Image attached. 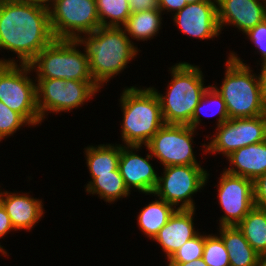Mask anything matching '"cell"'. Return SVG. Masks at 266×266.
Here are the masks:
<instances>
[{
    "label": "cell",
    "instance_id": "obj_1",
    "mask_svg": "<svg viewBox=\"0 0 266 266\" xmlns=\"http://www.w3.org/2000/svg\"><path fill=\"white\" fill-rule=\"evenodd\" d=\"M54 36L47 6L26 0L0 1V49H7L29 65Z\"/></svg>",
    "mask_w": 266,
    "mask_h": 266
},
{
    "label": "cell",
    "instance_id": "obj_2",
    "mask_svg": "<svg viewBox=\"0 0 266 266\" xmlns=\"http://www.w3.org/2000/svg\"><path fill=\"white\" fill-rule=\"evenodd\" d=\"M84 37L80 41L88 53L90 73L100 88L138 54V48L122 27L101 26Z\"/></svg>",
    "mask_w": 266,
    "mask_h": 266
},
{
    "label": "cell",
    "instance_id": "obj_3",
    "mask_svg": "<svg viewBox=\"0 0 266 266\" xmlns=\"http://www.w3.org/2000/svg\"><path fill=\"white\" fill-rule=\"evenodd\" d=\"M120 101L123 109L122 141L126 146H146L165 124L156 92L151 87L138 89L131 86L123 90Z\"/></svg>",
    "mask_w": 266,
    "mask_h": 266
},
{
    "label": "cell",
    "instance_id": "obj_4",
    "mask_svg": "<svg viewBox=\"0 0 266 266\" xmlns=\"http://www.w3.org/2000/svg\"><path fill=\"white\" fill-rule=\"evenodd\" d=\"M171 81L166 96L157 94L162 117L165 124L188 125L195 107L200 102L209 86H204V77L198 66L187 62L177 63L171 67Z\"/></svg>",
    "mask_w": 266,
    "mask_h": 266
},
{
    "label": "cell",
    "instance_id": "obj_5",
    "mask_svg": "<svg viewBox=\"0 0 266 266\" xmlns=\"http://www.w3.org/2000/svg\"><path fill=\"white\" fill-rule=\"evenodd\" d=\"M226 61L225 78L221 88L213 86L226 103L229 119L252 118L266 114L261 100L259 77L236 53Z\"/></svg>",
    "mask_w": 266,
    "mask_h": 266
},
{
    "label": "cell",
    "instance_id": "obj_6",
    "mask_svg": "<svg viewBox=\"0 0 266 266\" xmlns=\"http://www.w3.org/2000/svg\"><path fill=\"white\" fill-rule=\"evenodd\" d=\"M79 45H82L80 40L54 39L29 65L32 70L36 68L38 79L94 81L87 50L84 48L82 53L76 49Z\"/></svg>",
    "mask_w": 266,
    "mask_h": 266
},
{
    "label": "cell",
    "instance_id": "obj_7",
    "mask_svg": "<svg viewBox=\"0 0 266 266\" xmlns=\"http://www.w3.org/2000/svg\"><path fill=\"white\" fill-rule=\"evenodd\" d=\"M19 65L13 58L0 60V100L34 126L42 122L36 103V83L27 75L32 70L30 65Z\"/></svg>",
    "mask_w": 266,
    "mask_h": 266
},
{
    "label": "cell",
    "instance_id": "obj_8",
    "mask_svg": "<svg viewBox=\"0 0 266 266\" xmlns=\"http://www.w3.org/2000/svg\"><path fill=\"white\" fill-rule=\"evenodd\" d=\"M36 80V103L41 121L49 110L58 113L79 108L100 90L94 81L60 78Z\"/></svg>",
    "mask_w": 266,
    "mask_h": 266
},
{
    "label": "cell",
    "instance_id": "obj_9",
    "mask_svg": "<svg viewBox=\"0 0 266 266\" xmlns=\"http://www.w3.org/2000/svg\"><path fill=\"white\" fill-rule=\"evenodd\" d=\"M48 9L55 39L80 40L82 33L90 34L101 27L96 0H54Z\"/></svg>",
    "mask_w": 266,
    "mask_h": 266
},
{
    "label": "cell",
    "instance_id": "obj_10",
    "mask_svg": "<svg viewBox=\"0 0 266 266\" xmlns=\"http://www.w3.org/2000/svg\"><path fill=\"white\" fill-rule=\"evenodd\" d=\"M153 194L177 209H195L192 195L205 186L208 173L200 165L164 167Z\"/></svg>",
    "mask_w": 266,
    "mask_h": 266
},
{
    "label": "cell",
    "instance_id": "obj_11",
    "mask_svg": "<svg viewBox=\"0 0 266 266\" xmlns=\"http://www.w3.org/2000/svg\"><path fill=\"white\" fill-rule=\"evenodd\" d=\"M194 131L189 125L164 124L145 147L164 167L199 165L192 149Z\"/></svg>",
    "mask_w": 266,
    "mask_h": 266
},
{
    "label": "cell",
    "instance_id": "obj_12",
    "mask_svg": "<svg viewBox=\"0 0 266 266\" xmlns=\"http://www.w3.org/2000/svg\"><path fill=\"white\" fill-rule=\"evenodd\" d=\"M217 132L209 145H203L206 147L204 151L222 153L227 157L237 149L266 140V114L252 118L228 119L217 126Z\"/></svg>",
    "mask_w": 266,
    "mask_h": 266
},
{
    "label": "cell",
    "instance_id": "obj_13",
    "mask_svg": "<svg viewBox=\"0 0 266 266\" xmlns=\"http://www.w3.org/2000/svg\"><path fill=\"white\" fill-rule=\"evenodd\" d=\"M218 186L219 205L225 213L220 226H237L255 206L253 181L223 170Z\"/></svg>",
    "mask_w": 266,
    "mask_h": 266
},
{
    "label": "cell",
    "instance_id": "obj_14",
    "mask_svg": "<svg viewBox=\"0 0 266 266\" xmlns=\"http://www.w3.org/2000/svg\"><path fill=\"white\" fill-rule=\"evenodd\" d=\"M180 31L190 37L212 39L221 32L217 21V1L189 3L174 13Z\"/></svg>",
    "mask_w": 266,
    "mask_h": 266
},
{
    "label": "cell",
    "instance_id": "obj_15",
    "mask_svg": "<svg viewBox=\"0 0 266 266\" xmlns=\"http://www.w3.org/2000/svg\"><path fill=\"white\" fill-rule=\"evenodd\" d=\"M141 146L120 145L119 171L124 179V183L128 190L136 188L139 192L145 194H153L157 183L158 175L149 163V159L153 156L147 154L146 158L137 155L133 151H138Z\"/></svg>",
    "mask_w": 266,
    "mask_h": 266
},
{
    "label": "cell",
    "instance_id": "obj_16",
    "mask_svg": "<svg viewBox=\"0 0 266 266\" xmlns=\"http://www.w3.org/2000/svg\"><path fill=\"white\" fill-rule=\"evenodd\" d=\"M216 1L220 31L224 25L232 24L245 34L266 19V5L257 0Z\"/></svg>",
    "mask_w": 266,
    "mask_h": 266
},
{
    "label": "cell",
    "instance_id": "obj_17",
    "mask_svg": "<svg viewBox=\"0 0 266 266\" xmlns=\"http://www.w3.org/2000/svg\"><path fill=\"white\" fill-rule=\"evenodd\" d=\"M194 212L195 209H177L153 239L166 252L167 260L199 233L193 227Z\"/></svg>",
    "mask_w": 266,
    "mask_h": 266
},
{
    "label": "cell",
    "instance_id": "obj_18",
    "mask_svg": "<svg viewBox=\"0 0 266 266\" xmlns=\"http://www.w3.org/2000/svg\"><path fill=\"white\" fill-rule=\"evenodd\" d=\"M0 203L10 217L14 231L31 230L43 215L42 200L29 197L28 194L0 192Z\"/></svg>",
    "mask_w": 266,
    "mask_h": 266
},
{
    "label": "cell",
    "instance_id": "obj_19",
    "mask_svg": "<svg viewBox=\"0 0 266 266\" xmlns=\"http://www.w3.org/2000/svg\"><path fill=\"white\" fill-rule=\"evenodd\" d=\"M226 158L232 164L225 169L227 173L254 181L266 173V140L237 149Z\"/></svg>",
    "mask_w": 266,
    "mask_h": 266
},
{
    "label": "cell",
    "instance_id": "obj_20",
    "mask_svg": "<svg viewBox=\"0 0 266 266\" xmlns=\"http://www.w3.org/2000/svg\"><path fill=\"white\" fill-rule=\"evenodd\" d=\"M220 237L228 251L230 266H257L259 254L237 226H220Z\"/></svg>",
    "mask_w": 266,
    "mask_h": 266
},
{
    "label": "cell",
    "instance_id": "obj_21",
    "mask_svg": "<svg viewBox=\"0 0 266 266\" xmlns=\"http://www.w3.org/2000/svg\"><path fill=\"white\" fill-rule=\"evenodd\" d=\"M86 149L87 167L92 180L99 175L112 174L119 167L120 145L101 144Z\"/></svg>",
    "mask_w": 266,
    "mask_h": 266
},
{
    "label": "cell",
    "instance_id": "obj_22",
    "mask_svg": "<svg viewBox=\"0 0 266 266\" xmlns=\"http://www.w3.org/2000/svg\"><path fill=\"white\" fill-rule=\"evenodd\" d=\"M237 228L259 255L266 254V208L254 206Z\"/></svg>",
    "mask_w": 266,
    "mask_h": 266
},
{
    "label": "cell",
    "instance_id": "obj_23",
    "mask_svg": "<svg viewBox=\"0 0 266 266\" xmlns=\"http://www.w3.org/2000/svg\"><path fill=\"white\" fill-rule=\"evenodd\" d=\"M176 210L174 206L163 199H156L139 212L140 214L137 216L139 228L146 236L154 239Z\"/></svg>",
    "mask_w": 266,
    "mask_h": 266
},
{
    "label": "cell",
    "instance_id": "obj_24",
    "mask_svg": "<svg viewBox=\"0 0 266 266\" xmlns=\"http://www.w3.org/2000/svg\"><path fill=\"white\" fill-rule=\"evenodd\" d=\"M162 12L159 9L132 13L122 26L125 33L137 40L147 41L159 33Z\"/></svg>",
    "mask_w": 266,
    "mask_h": 266
},
{
    "label": "cell",
    "instance_id": "obj_25",
    "mask_svg": "<svg viewBox=\"0 0 266 266\" xmlns=\"http://www.w3.org/2000/svg\"><path fill=\"white\" fill-rule=\"evenodd\" d=\"M86 191L92 194H99L98 196L101 199L109 203L130 195L119 168L112 171V174L99 175L89 181Z\"/></svg>",
    "mask_w": 266,
    "mask_h": 266
},
{
    "label": "cell",
    "instance_id": "obj_26",
    "mask_svg": "<svg viewBox=\"0 0 266 266\" xmlns=\"http://www.w3.org/2000/svg\"><path fill=\"white\" fill-rule=\"evenodd\" d=\"M96 9L102 27H121L132 14L127 0H96Z\"/></svg>",
    "mask_w": 266,
    "mask_h": 266
},
{
    "label": "cell",
    "instance_id": "obj_27",
    "mask_svg": "<svg viewBox=\"0 0 266 266\" xmlns=\"http://www.w3.org/2000/svg\"><path fill=\"white\" fill-rule=\"evenodd\" d=\"M206 102H208L209 104H212V106L213 105L216 106V108H214V109H216V111H213V113H210V114L207 113V115L213 116V115L218 114L219 118L217 120L218 121V123L216 124L217 126L221 125L222 123H224L225 121H227L229 119L225 101L223 100L222 96L218 93V91L212 85H209L207 90L204 92L200 102L195 107L191 122L188 124L190 127L197 129L196 127L199 125V123L201 121L200 113H202V110L204 112V110H205L204 108H206V106H204V104ZM202 114L206 115V112H205V114L204 113H202Z\"/></svg>",
    "mask_w": 266,
    "mask_h": 266
},
{
    "label": "cell",
    "instance_id": "obj_28",
    "mask_svg": "<svg viewBox=\"0 0 266 266\" xmlns=\"http://www.w3.org/2000/svg\"><path fill=\"white\" fill-rule=\"evenodd\" d=\"M202 259L208 266H230L228 251L220 236L205 235Z\"/></svg>",
    "mask_w": 266,
    "mask_h": 266
},
{
    "label": "cell",
    "instance_id": "obj_29",
    "mask_svg": "<svg viewBox=\"0 0 266 266\" xmlns=\"http://www.w3.org/2000/svg\"><path fill=\"white\" fill-rule=\"evenodd\" d=\"M205 235L197 234L189 239L169 259V263H187L202 258L204 252Z\"/></svg>",
    "mask_w": 266,
    "mask_h": 266
},
{
    "label": "cell",
    "instance_id": "obj_30",
    "mask_svg": "<svg viewBox=\"0 0 266 266\" xmlns=\"http://www.w3.org/2000/svg\"><path fill=\"white\" fill-rule=\"evenodd\" d=\"M30 124L17 112L0 100V141L16 132L21 126Z\"/></svg>",
    "mask_w": 266,
    "mask_h": 266
},
{
    "label": "cell",
    "instance_id": "obj_31",
    "mask_svg": "<svg viewBox=\"0 0 266 266\" xmlns=\"http://www.w3.org/2000/svg\"><path fill=\"white\" fill-rule=\"evenodd\" d=\"M245 34L248 35V39L254 43L256 49L258 47V52H260L262 56L260 59L261 62H266V19L258 23Z\"/></svg>",
    "mask_w": 266,
    "mask_h": 266
},
{
    "label": "cell",
    "instance_id": "obj_32",
    "mask_svg": "<svg viewBox=\"0 0 266 266\" xmlns=\"http://www.w3.org/2000/svg\"><path fill=\"white\" fill-rule=\"evenodd\" d=\"M254 203L259 208H266V173L253 181Z\"/></svg>",
    "mask_w": 266,
    "mask_h": 266
},
{
    "label": "cell",
    "instance_id": "obj_33",
    "mask_svg": "<svg viewBox=\"0 0 266 266\" xmlns=\"http://www.w3.org/2000/svg\"><path fill=\"white\" fill-rule=\"evenodd\" d=\"M131 13L159 9L158 0H127Z\"/></svg>",
    "mask_w": 266,
    "mask_h": 266
},
{
    "label": "cell",
    "instance_id": "obj_34",
    "mask_svg": "<svg viewBox=\"0 0 266 266\" xmlns=\"http://www.w3.org/2000/svg\"><path fill=\"white\" fill-rule=\"evenodd\" d=\"M14 230L11 221H10V217L8 216V214L6 213L5 208L2 206V204L0 203V238H2L3 236H5L8 231ZM0 252L5 256L7 255L5 249H3V247H1L0 245Z\"/></svg>",
    "mask_w": 266,
    "mask_h": 266
},
{
    "label": "cell",
    "instance_id": "obj_35",
    "mask_svg": "<svg viewBox=\"0 0 266 266\" xmlns=\"http://www.w3.org/2000/svg\"><path fill=\"white\" fill-rule=\"evenodd\" d=\"M159 1V10L167 12H177L181 10L185 5H187L185 0H158Z\"/></svg>",
    "mask_w": 266,
    "mask_h": 266
},
{
    "label": "cell",
    "instance_id": "obj_36",
    "mask_svg": "<svg viewBox=\"0 0 266 266\" xmlns=\"http://www.w3.org/2000/svg\"><path fill=\"white\" fill-rule=\"evenodd\" d=\"M261 73L258 75L260 81L261 100L266 108V62L261 63Z\"/></svg>",
    "mask_w": 266,
    "mask_h": 266
},
{
    "label": "cell",
    "instance_id": "obj_37",
    "mask_svg": "<svg viewBox=\"0 0 266 266\" xmlns=\"http://www.w3.org/2000/svg\"><path fill=\"white\" fill-rule=\"evenodd\" d=\"M168 266H208L202 258L187 263H169Z\"/></svg>",
    "mask_w": 266,
    "mask_h": 266
},
{
    "label": "cell",
    "instance_id": "obj_38",
    "mask_svg": "<svg viewBox=\"0 0 266 266\" xmlns=\"http://www.w3.org/2000/svg\"><path fill=\"white\" fill-rule=\"evenodd\" d=\"M26 1H30V2H33V3L42 4V5H45V6L48 7L51 4V2H53L54 0H26Z\"/></svg>",
    "mask_w": 266,
    "mask_h": 266
},
{
    "label": "cell",
    "instance_id": "obj_39",
    "mask_svg": "<svg viewBox=\"0 0 266 266\" xmlns=\"http://www.w3.org/2000/svg\"><path fill=\"white\" fill-rule=\"evenodd\" d=\"M257 266H266V254L265 255H259Z\"/></svg>",
    "mask_w": 266,
    "mask_h": 266
},
{
    "label": "cell",
    "instance_id": "obj_40",
    "mask_svg": "<svg viewBox=\"0 0 266 266\" xmlns=\"http://www.w3.org/2000/svg\"><path fill=\"white\" fill-rule=\"evenodd\" d=\"M187 4L189 3H197V2H203V1H206V0H185Z\"/></svg>",
    "mask_w": 266,
    "mask_h": 266
},
{
    "label": "cell",
    "instance_id": "obj_41",
    "mask_svg": "<svg viewBox=\"0 0 266 266\" xmlns=\"http://www.w3.org/2000/svg\"><path fill=\"white\" fill-rule=\"evenodd\" d=\"M257 1L260 2V0H257ZM261 1H262V3H264L266 5V0H261Z\"/></svg>",
    "mask_w": 266,
    "mask_h": 266
}]
</instances>
